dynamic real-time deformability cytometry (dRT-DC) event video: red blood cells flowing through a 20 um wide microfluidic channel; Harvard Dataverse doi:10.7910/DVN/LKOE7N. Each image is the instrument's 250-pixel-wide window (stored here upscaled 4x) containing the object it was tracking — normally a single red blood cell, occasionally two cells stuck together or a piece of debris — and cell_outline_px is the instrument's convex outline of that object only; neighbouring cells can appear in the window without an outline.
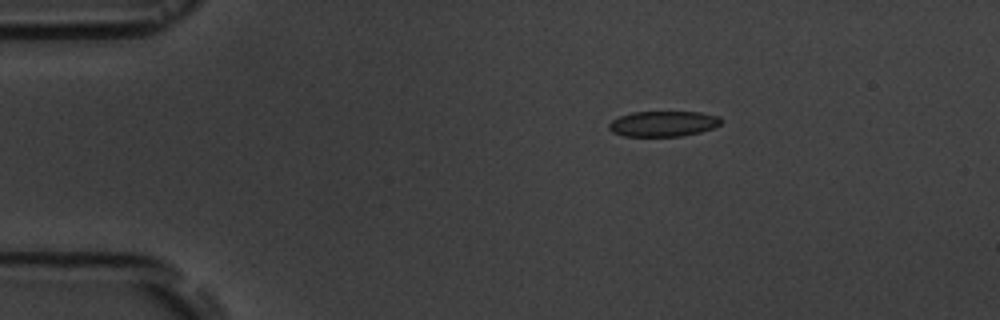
{"species": "common noctule bat (a hibernating species)", "species_latin": "Nyctalus noctula", "temperature_condition": "room temperature", "stored_images_in_passage": 5, "segment_of_instrument_passage": [1, 2], "camera_frame_rate_fps": 3000, "um_per_image_px": 0.085, "animal": {"sex": "male", "body_mass_g": 19.5, "forearm_length_mm": 54.6}, "frame": {"image": 1, "passage_image": 2, "time_ms": 2.0, "image_size_px": [1000, 320], "cell_outline_px": [[724, 120], [716, 128], [700, 132], [680, 136], [624, 136], [612, 132], [608, 128], [608, 124], [612, 120], [620, 116], [632, 112], [700, 112], [720, 116]], "centroid_in_image_um": [56.41, 10.51], "position_along_channel_um": 28.6, "area_um2": 16.82}}